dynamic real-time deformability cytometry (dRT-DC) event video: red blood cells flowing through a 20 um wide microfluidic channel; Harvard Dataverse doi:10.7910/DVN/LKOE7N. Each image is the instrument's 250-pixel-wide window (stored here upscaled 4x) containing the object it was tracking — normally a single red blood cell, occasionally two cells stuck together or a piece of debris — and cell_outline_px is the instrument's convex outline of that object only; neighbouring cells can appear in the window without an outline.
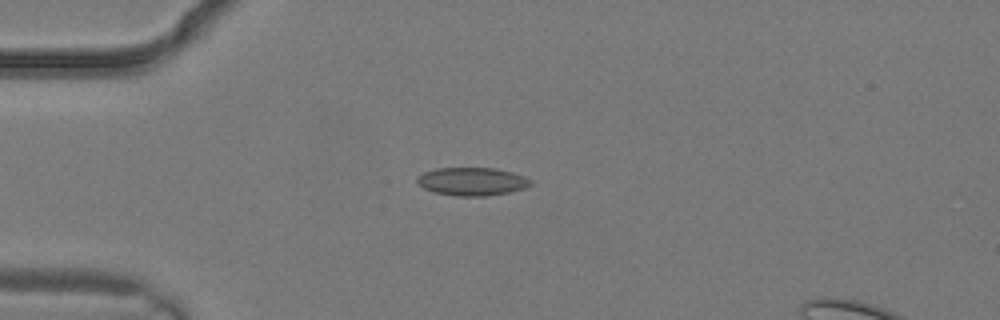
{"species": "common noctule bat (a hibernating species)", "species_latin": "Nyctalus noctula", "temperature_condition": "warm", "stored_images_in_passage": 3, "camera_frame_rate_fps": 3000, "um_per_image_px": 0.085, "animal": {"sex": "male", "body_mass_g": 19.2, "forearm_length_mm": 51.8}, "frame": {"image": 1, "passage_image": 2, "time_ms": 0.333, "image_size_px": [1000, 320], "cell_outline_px": [[532, 184], [524, 188], [508, 192], [484, 196], [456, 196], [432, 192], [424, 188], [416, 180], [416, 176], [424, 172], [436, 168], [496, 168], [512, 172], [524, 176], [532, 180]], "centroid_in_image_um": [40.11, 15.42], "position_along_channel_um": 44.9, "area_um2": 18.61}}